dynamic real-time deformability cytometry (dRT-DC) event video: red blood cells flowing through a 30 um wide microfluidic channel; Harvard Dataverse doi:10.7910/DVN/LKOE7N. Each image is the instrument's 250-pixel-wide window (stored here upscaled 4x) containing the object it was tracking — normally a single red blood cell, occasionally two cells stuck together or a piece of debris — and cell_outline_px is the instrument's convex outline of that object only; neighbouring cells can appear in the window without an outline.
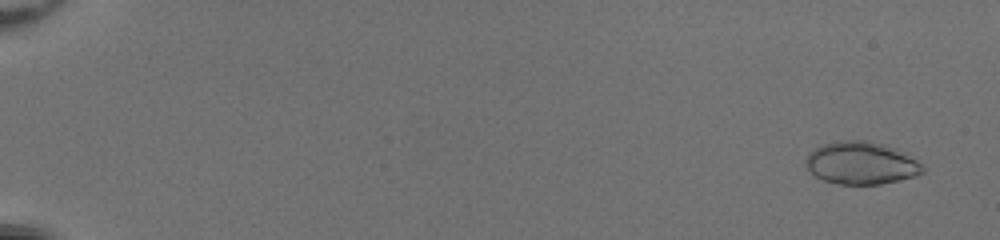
{"species": "common noctule bat (a hibernating species)", "species_latin": "Nyctalus noctula", "temperature_condition": "room temperature", "stored_images_in_passage": 52, "camera_frame_rate_fps": 3000, "um_per_image_px": 0.085, "animal": {"sex": "female", "body_mass_g": 20.0, "forearm_length_mm": 54.0}, "frame": {"image": 1, "passage_image": 3, "time_ms": 0.667, "image_size_px": [1000, 240], "cell_outline_px": [[924, 172], [916, 176], [880, 184], [840, 184], [820, 180], [812, 176], [804, 164], [804, 160], [816, 148], [824, 144], [840, 140], [868, 140], [896, 148], [916, 160], [924, 168]], "centroid_in_image_um": [73.16, 13.87], "position_along_channel_um": 11.8, "area_um2": 29.07}}
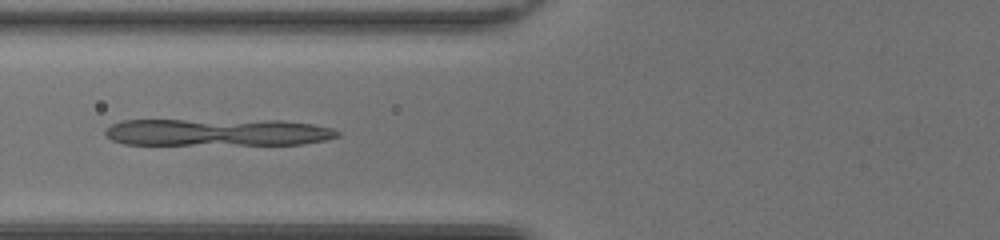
{"frame": {"image": 2, "passage_image": 24, "time_ms": 7.667, "image_size_px": [1000, 240], "cell_outline_px": [[340, 136], [328, 140], [300, 144], [124, 144], [112, 140], [104, 132], [104, 128], [120, 120], [280, 120], [312, 124], [332, 128], [340, 132]], "centroid_in_image_um": [18.49, 11.24], "position_along_channel_um": 107.3, "area_um2": 36.99}}
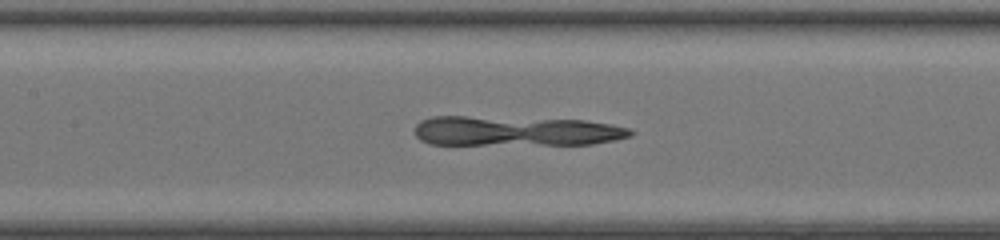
{"frame": {"image": 3, "passage_image": 28, "time_ms": 9.0, "image_size_px": [1000, 240], "cell_outline_px": [[636, 132], [632, 136], [592, 144], [432, 144], [420, 140], [416, 136], [416, 124], [420, 120], [432, 116], [468, 116], [584, 120], [612, 124], [632, 128]], "centroid_in_image_um": [43.87, 11.13], "position_along_channel_um": 163.5, "area_um2": 37.63}}